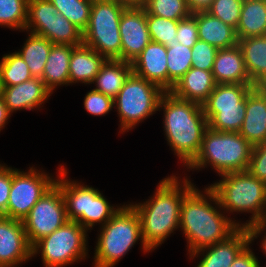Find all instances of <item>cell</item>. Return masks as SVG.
Listing matches in <instances>:
<instances>
[{
  "label": "cell",
  "mask_w": 266,
  "mask_h": 267,
  "mask_svg": "<svg viewBox=\"0 0 266 267\" xmlns=\"http://www.w3.org/2000/svg\"><path fill=\"white\" fill-rule=\"evenodd\" d=\"M11 113L7 109L4 99L0 96V131L5 127L7 120L10 118Z\"/></svg>",
  "instance_id": "46"
},
{
  "label": "cell",
  "mask_w": 266,
  "mask_h": 267,
  "mask_svg": "<svg viewBox=\"0 0 266 267\" xmlns=\"http://www.w3.org/2000/svg\"><path fill=\"white\" fill-rule=\"evenodd\" d=\"M253 146L239 132L205 130L201 149L187 166L200 169L207 164L220 175L247 171Z\"/></svg>",
  "instance_id": "4"
},
{
  "label": "cell",
  "mask_w": 266,
  "mask_h": 267,
  "mask_svg": "<svg viewBox=\"0 0 266 267\" xmlns=\"http://www.w3.org/2000/svg\"><path fill=\"white\" fill-rule=\"evenodd\" d=\"M47 38L52 44L79 46L83 32L60 13H53L49 20H27L25 30Z\"/></svg>",
  "instance_id": "18"
},
{
  "label": "cell",
  "mask_w": 266,
  "mask_h": 267,
  "mask_svg": "<svg viewBox=\"0 0 266 267\" xmlns=\"http://www.w3.org/2000/svg\"><path fill=\"white\" fill-rule=\"evenodd\" d=\"M192 68V48L174 41L167 47V92Z\"/></svg>",
  "instance_id": "30"
},
{
  "label": "cell",
  "mask_w": 266,
  "mask_h": 267,
  "mask_svg": "<svg viewBox=\"0 0 266 267\" xmlns=\"http://www.w3.org/2000/svg\"><path fill=\"white\" fill-rule=\"evenodd\" d=\"M204 193L206 195L194 186L182 200L179 228L188 241L190 254L226 240L241 227L209 203L217 202V196L209 186Z\"/></svg>",
  "instance_id": "1"
},
{
  "label": "cell",
  "mask_w": 266,
  "mask_h": 267,
  "mask_svg": "<svg viewBox=\"0 0 266 267\" xmlns=\"http://www.w3.org/2000/svg\"><path fill=\"white\" fill-rule=\"evenodd\" d=\"M247 171L266 183V141L253 146Z\"/></svg>",
  "instance_id": "39"
},
{
  "label": "cell",
  "mask_w": 266,
  "mask_h": 267,
  "mask_svg": "<svg viewBox=\"0 0 266 267\" xmlns=\"http://www.w3.org/2000/svg\"><path fill=\"white\" fill-rule=\"evenodd\" d=\"M76 46L53 44L40 78L45 86L53 92L56 86L69 85V65L72 50Z\"/></svg>",
  "instance_id": "25"
},
{
  "label": "cell",
  "mask_w": 266,
  "mask_h": 267,
  "mask_svg": "<svg viewBox=\"0 0 266 267\" xmlns=\"http://www.w3.org/2000/svg\"><path fill=\"white\" fill-rule=\"evenodd\" d=\"M52 43L42 36L30 33L24 46L17 53L26 62L33 77L41 78Z\"/></svg>",
  "instance_id": "29"
},
{
  "label": "cell",
  "mask_w": 266,
  "mask_h": 267,
  "mask_svg": "<svg viewBox=\"0 0 266 267\" xmlns=\"http://www.w3.org/2000/svg\"><path fill=\"white\" fill-rule=\"evenodd\" d=\"M250 243L249 230L245 227H239L226 240L200 249L190 254V257H198L200 252H203L200 255H205H203L197 267H230L236 257L250 245Z\"/></svg>",
  "instance_id": "16"
},
{
  "label": "cell",
  "mask_w": 266,
  "mask_h": 267,
  "mask_svg": "<svg viewBox=\"0 0 266 267\" xmlns=\"http://www.w3.org/2000/svg\"><path fill=\"white\" fill-rule=\"evenodd\" d=\"M164 109V131L174 153L187 167L198 155L208 128L202 105L165 92L158 109Z\"/></svg>",
  "instance_id": "3"
},
{
  "label": "cell",
  "mask_w": 266,
  "mask_h": 267,
  "mask_svg": "<svg viewBox=\"0 0 266 267\" xmlns=\"http://www.w3.org/2000/svg\"><path fill=\"white\" fill-rule=\"evenodd\" d=\"M33 78L26 62L17 53L5 54L0 61V82L2 87L23 83Z\"/></svg>",
  "instance_id": "31"
},
{
  "label": "cell",
  "mask_w": 266,
  "mask_h": 267,
  "mask_svg": "<svg viewBox=\"0 0 266 267\" xmlns=\"http://www.w3.org/2000/svg\"><path fill=\"white\" fill-rule=\"evenodd\" d=\"M250 80L257 85L266 77V35L238 39Z\"/></svg>",
  "instance_id": "27"
},
{
  "label": "cell",
  "mask_w": 266,
  "mask_h": 267,
  "mask_svg": "<svg viewBox=\"0 0 266 267\" xmlns=\"http://www.w3.org/2000/svg\"><path fill=\"white\" fill-rule=\"evenodd\" d=\"M32 258L22 220L0 216V267H16Z\"/></svg>",
  "instance_id": "15"
},
{
  "label": "cell",
  "mask_w": 266,
  "mask_h": 267,
  "mask_svg": "<svg viewBox=\"0 0 266 267\" xmlns=\"http://www.w3.org/2000/svg\"><path fill=\"white\" fill-rule=\"evenodd\" d=\"M51 94L40 78L33 77L17 85L2 87L1 96L9 112L13 113L20 109H39Z\"/></svg>",
  "instance_id": "19"
},
{
  "label": "cell",
  "mask_w": 266,
  "mask_h": 267,
  "mask_svg": "<svg viewBox=\"0 0 266 267\" xmlns=\"http://www.w3.org/2000/svg\"><path fill=\"white\" fill-rule=\"evenodd\" d=\"M132 72L131 62L106 60L92 82L96 83L94 90L114 99Z\"/></svg>",
  "instance_id": "26"
},
{
  "label": "cell",
  "mask_w": 266,
  "mask_h": 267,
  "mask_svg": "<svg viewBox=\"0 0 266 267\" xmlns=\"http://www.w3.org/2000/svg\"><path fill=\"white\" fill-rule=\"evenodd\" d=\"M256 85L217 84L202 104L208 127L220 132H239L246 112V97Z\"/></svg>",
  "instance_id": "9"
},
{
  "label": "cell",
  "mask_w": 266,
  "mask_h": 267,
  "mask_svg": "<svg viewBox=\"0 0 266 267\" xmlns=\"http://www.w3.org/2000/svg\"><path fill=\"white\" fill-rule=\"evenodd\" d=\"M239 133L252 145L266 141V95L256 86L246 97V112Z\"/></svg>",
  "instance_id": "21"
},
{
  "label": "cell",
  "mask_w": 266,
  "mask_h": 267,
  "mask_svg": "<svg viewBox=\"0 0 266 267\" xmlns=\"http://www.w3.org/2000/svg\"><path fill=\"white\" fill-rule=\"evenodd\" d=\"M58 172L55 184L63 194L68 221H76L88 231L95 223L103 226L120 209L111 206L99 190L69 181L67 170L62 165Z\"/></svg>",
  "instance_id": "7"
},
{
  "label": "cell",
  "mask_w": 266,
  "mask_h": 267,
  "mask_svg": "<svg viewBox=\"0 0 266 267\" xmlns=\"http://www.w3.org/2000/svg\"><path fill=\"white\" fill-rule=\"evenodd\" d=\"M87 230L76 221H67L32 246V256L41 253L45 267H65L87 255Z\"/></svg>",
  "instance_id": "11"
},
{
  "label": "cell",
  "mask_w": 266,
  "mask_h": 267,
  "mask_svg": "<svg viewBox=\"0 0 266 267\" xmlns=\"http://www.w3.org/2000/svg\"><path fill=\"white\" fill-rule=\"evenodd\" d=\"M213 0H187L189 9L192 13L199 11H207Z\"/></svg>",
  "instance_id": "45"
},
{
  "label": "cell",
  "mask_w": 266,
  "mask_h": 267,
  "mask_svg": "<svg viewBox=\"0 0 266 267\" xmlns=\"http://www.w3.org/2000/svg\"><path fill=\"white\" fill-rule=\"evenodd\" d=\"M217 51L215 46L198 39L192 47V67L212 71Z\"/></svg>",
  "instance_id": "37"
},
{
  "label": "cell",
  "mask_w": 266,
  "mask_h": 267,
  "mask_svg": "<svg viewBox=\"0 0 266 267\" xmlns=\"http://www.w3.org/2000/svg\"><path fill=\"white\" fill-rule=\"evenodd\" d=\"M98 237L94 267H114L118 261L140 239L144 252L151 250L142 238L139 214L129 204L120 209L103 226Z\"/></svg>",
  "instance_id": "5"
},
{
  "label": "cell",
  "mask_w": 266,
  "mask_h": 267,
  "mask_svg": "<svg viewBox=\"0 0 266 267\" xmlns=\"http://www.w3.org/2000/svg\"><path fill=\"white\" fill-rule=\"evenodd\" d=\"M198 26V39L215 46L217 49H228L238 45L236 29L225 24L207 11L192 13Z\"/></svg>",
  "instance_id": "22"
},
{
  "label": "cell",
  "mask_w": 266,
  "mask_h": 267,
  "mask_svg": "<svg viewBox=\"0 0 266 267\" xmlns=\"http://www.w3.org/2000/svg\"><path fill=\"white\" fill-rule=\"evenodd\" d=\"M182 183L175 175L164 178L146 203L131 204L139 214L143 242L150 250L179 228L182 200L194 187L187 178Z\"/></svg>",
  "instance_id": "2"
},
{
  "label": "cell",
  "mask_w": 266,
  "mask_h": 267,
  "mask_svg": "<svg viewBox=\"0 0 266 267\" xmlns=\"http://www.w3.org/2000/svg\"><path fill=\"white\" fill-rule=\"evenodd\" d=\"M22 221L31 246L63 226L68 218L61 189L54 184Z\"/></svg>",
  "instance_id": "12"
},
{
  "label": "cell",
  "mask_w": 266,
  "mask_h": 267,
  "mask_svg": "<svg viewBox=\"0 0 266 267\" xmlns=\"http://www.w3.org/2000/svg\"><path fill=\"white\" fill-rule=\"evenodd\" d=\"M58 13L49 0H28L27 20H49Z\"/></svg>",
  "instance_id": "41"
},
{
  "label": "cell",
  "mask_w": 266,
  "mask_h": 267,
  "mask_svg": "<svg viewBox=\"0 0 266 267\" xmlns=\"http://www.w3.org/2000/svg\"><path fill=\"white\" fill-rule=\"evenodd\" d=\"M28 0H0V25L25 30Z\"/></svg>",
  "instance_id": "34"
},
{
  "label": "cell",
  "mask_w": 266,
  "mask_h": 267,
  "mask_svg": "<svg viewBox=\"0 0 266 267\" xmlns=\"http://www.w3.org/2000/svg\"><path fill=\"white\" fill-rule=\"evenodd\" d=\"M212 74L217 84L255 85L247 73L243 53L238 45L228 49H218Z\"/></svg>",
  "instance_id": "20"
},
{
  "label": "cell",
  "mask_w": 266,
  "mask_h": 267,
  "mask_svg": "<svg viewBox=\"0 0 266 267\" xmlns=\"http://www.w3.org/2000/svg\"><path fill=\"white\" fill-rule=\"evenodd\" d=\"M178 21L171 20L155 15H147V27L150 39L166 47H171L176 40Z\"/></svg>",
  "instance_id": "35"
},
{
  "label": "cell",
  "mask_w": 266,
  "mask_h": 267,
  "mask_svg": "<svg viewBox=\"0 0 266 267\" xmlns=\"http://www.w3.org/2000/svg\"><path fill=\"white\" fill-rule=\"evenodd\" d=\"M266 95V77L256 85Z\"/></svg>",
  "instance_id": "48"
},
{
  "label": "cell",
  "mask_w": 266,
  "mask_h": 267,
  "mask_svg": "<svg viewBox=\"0 0 266 267\" xmlns=\"http://www.w3.org/2000/svg\"><path fill=\"white\" fill-rule=\"evenodd\" d=\"M106 60L104 56L84 44L76 46L71 53L69 84H92Z\"/></svg>",
  "instance_id": "24"
},
{
  "label": "cell",
  "mask_w": 266,
  "mask_h": 267,
  "mask_svg": "<svg viewBox=\"0 0 266 267\" xmlns=\"http://www.w3.org/2000/svg\"><path fill=\"white\" fill-rule=\"evenodd\" d=\"M125 4L114 0H93L83 44L94 49L107 60H121L119 23Z\"/></svg>",
  "instance_id": "8"
},
{
  "label": "cell",
  "mask_w": 266,
  "mask_h": 267,
  "mask_svg": "<svg viewBox=\"0 0 266 267\" xmlns=\"http://www.w3.org/2000/svg\"><path fill=\"white\" fill-rule=\"evenodd\" d=\"M260 262L249 245L236 257L230 267H260Z\"/></svg>",
  "instance_id": "43"
},
{
  "label": "cell",
  "mask_w": 266,
  "mask_h": 267,
  "mask_svg": "<svg viewBox=\"0 0 266 267\" xmlns=\"http://www.w3.org/2000/svg\"><path fill=\"white\" fill-rule=\"evenodd\" d=\"M242 4L243 0H213L207 12L236 29Z\"/></svg>",
  "instance_id": "36"
},
{
  "label": "cell",
  "mask_w": 266,
  "mask_h": 267,
  "mask_svg": "<svg viewBox=\"0 0 266 267\" xmlns=\"http://www.w3.org/2000/svg\"><path fill=\"white\" fill-rule=\"evenodd\" d=\"M264 228L266 229V207L260 221L247 227V229L249 230L251 243L258 237V235L262 234V231L264 232Z\"/></svg>",
  "instance_id": "44"
},
{
  "label": "cell",
  "mask_w": 266,
  "mask_h": 267,
  "mask_svg": "<svg viewBox=\"0 0 266 267\" xmlns=\"http://www.w3.org/2000/svg\"><path fill=\"white\" fill-rule=\"evenodd\" d=\"M216 85L212 71L192 67L170 92L178 98L202 105Z\"/></svg>",
  "instance_id": "23"
},
{
  "label": "cell",
  "mask_w": 266,
  "mask_h": 267,
  "mask_svg": "<svg viewBox=\"0 0 266 267\" xmlns=\"http://www.w3.org/2000/svg\"><path fill=\"white\" fill-rule=\"evenodd\" d=\"M176 40L189 48H192L198 40V26L196 19L192 15L178 21Z\"/></svg>",
  "instance_id": "40"
},
{
  "label": "cell",
  "mask_w": 266,
  "mask_h": 267,
  "mask_svg": "<svg viewBox=\"0 0 266 267\" xmlns=\"http://www.w3.org/2000/svg\"><path fill=\"white\" fill-rule=\"evenodd\" d=\"M121 36V60L133 62L151 42L147 15L142 6H128L119 23Z\"/></svg>",
  "instance_id": "14"
},
{
  "label": "cell",
  "mask_w": 266,
  "mask_h": 267,
  "mask_svg": "<svg viewBox=\"0 0 266 267\" xmlns=\"http://www.w3.org/2000/svg\"><path fill=\"white\" fill-rule=\"evenodd\" d=\"M236 34L238 39L266 35V0H243Z\"/></svg>",
  "instance_id": "28"
},
{
  "label": "cell",
  "mask_w": 266,
  "mask_h": 267,
  "mask_svg": "<svg viewBox=\"0 0 266 267\" xmlns=\"http://www.w3.org/2000/svg\"><path fill=\"white\" fill-rule=\"evenodd\" d=\"M217 183L209 185L217 196V206L221 210L250 212L252 217L241 227L257 223L262 218L266 207V183L251 175L248 171L233 172L221 175Z\"/></svg>",
  "instance_id": "6"
},
{
  "label": "cell",
  "mask_w": 266,
  "mask_h": 267,
  "mask_svg": "<svg viewBox=\"0 0 266 267\" xmlns=\"http://www.w3.org/2000/svg\"><path fill=\"white\" fill-rule=\"evenodd\" d=\"M265 235H266V233H264ZM264 235V237L262 238L263 240H262V245H261V248H262V250H264V252L263 253H265L266 254V236Z\"/></svg>",
  "instance_id": "49"
},
{
  "label": "cell",
  "mask_w": 266,
  "mask_h": 267,
  "mask_svg": "<svg viewBox=\"0 0 266 267\" xmlns=\"http://www.w3.org/2000/svg\"><path fill=\"white\" fill-rule=\"evenodd\" d=\"M57 12L65 16L82 32L87 28L93 0H49Z\"/></svg>",
  "instance_id": "32"
},
{
  "label": "cell",
  "mask_w": 266,
  "mask_h": 267,
  "mask_svg": "<svg viewBox=\"0 0 266 267\" xmlns=\"http://www.w3.org/2000/svg\"><path fill=\"white\" fill-rule=\"evenodd\" d=\"M142 7L146 15L183 20L192 15L187 0H144Z\"/></svg>",
  "instance_id": "33"
},
{
  "label": "cell",
  "mask_w": 266,
  "mask_h": 267,
  "mask_svg": "<svg viewBox=\"0 0 266 267\" xmlns=\"http://www.w3.org/2000/svg\"><path fill=\"white\" fill-rule=\"evenodd\" d=\"M114 1L121 2L126 6H142L144 3V0H114Z\"/></svg>",
  "instance_id": "47"
},
{
  "label": "cell",
  "mask_w": 266,
  "mask_h": 267,
  "mask_svg": "<svg viewBox=\"0 0 266 267\" xmlns=\"http://www.w3.org/2000/svg\"><path fill=\"white\" fill-rule=\"evenodd\" d=\"M12 185V168L0 164V216L7 217V205Z\"/></svg>",
  "instance_id": "42"
},
{
  "label": "cell",
  "mask_w": 266,
  "mask_h": 267,
  "mask_svg": "<svg viewBox=\"0 0 266 267\" xmlns=\"http://www.w3.org/2000/svg\"><path fill=\"white\" fill-rule=\"evenodd\" d=\"M30 168L29 172L12 169V185L7 217L23 220L37 201L56 183V179Z\"/></svg>",
  "instance_id": "13"
},
{
  "label": "cell",
  "mask_w": 266,
  "mask_h": 267,
  "mask_svg": "<svg viewBox=\"0 0 266 267\" xmlns=\"http://www.w3.org/2000/svg\"><path fill=\"white\" fill-rule=\"evenodd\" d=\"M84 107L91 115L102 116L114 107L113 98L92 89L85 95Z\"/></svg>",
  "instance_id": "38"
},
{
  "label": "cell",
  "mask_w": 266,
  "mask_h": 267,
  "mask_svg": "<svg viewBox=\"0 0 266 267\" xmlns=\"http://www.w3.org/2000/svg\"><path fill=\"white\" fill-rule=\"evenodd\" d=\"M164 93L156 84L132 72L113 99L120 116L121 132L131 130L158 111L159 101Z\"/></svg>",
  "instance_id": "10"
},
{
  "label": "cell",
  "mask_w": 266,
  "mask_h": 267,
  "mask_svg": "<svg viewBox=\"0 0 266 267\" xmlns=\"http://www.w3.org/2000/svg\"><path fill=\"white\" fill-rule=\"evenodd\" d=\"M136 75L167 92V47L151 41L131 63Z\"/></svg>",
  "instance_id": "17"
},
{
  "label": "cell",
  "mask_w": 266,
  "mask_h": 267,
  "mask_svg": "<svg viewBox=\"0 0 266 267\" xmlns=\"http://www.w3.org/2000/svg\"><path fill=\"white\" fill-rule=\"evenodd\" d=\"M1 93H2V86H1V82H0V96H1Z\"/></svg>",
  "instance_id": "50"
}]
</instances>
